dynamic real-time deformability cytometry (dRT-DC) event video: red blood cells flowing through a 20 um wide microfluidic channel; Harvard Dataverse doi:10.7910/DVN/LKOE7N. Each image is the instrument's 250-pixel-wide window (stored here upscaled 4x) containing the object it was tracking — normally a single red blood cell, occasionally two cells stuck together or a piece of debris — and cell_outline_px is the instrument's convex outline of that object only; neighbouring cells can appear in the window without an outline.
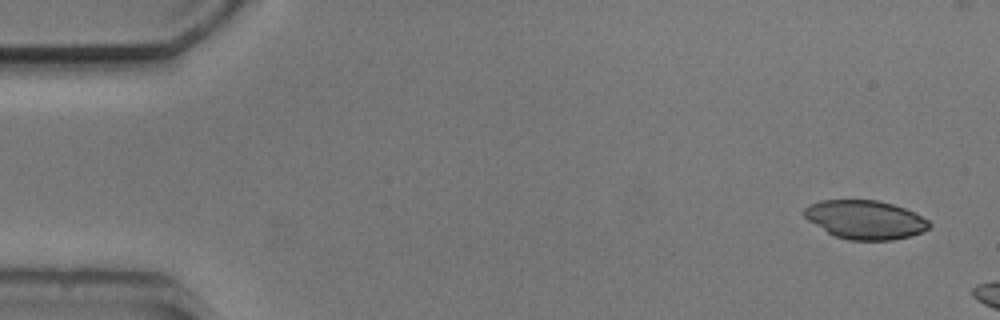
{"species": "common noctule bat (a hibernating species)", "species_latin": "Nyctalus noctula", "temperature_condition": "cold", "stored_images_in_passage": 3, "camera_frame_rate_fps": 3000, "um_per_image_px": 0.085, "animal": {"sex": "male", "body_mass_g": 20.5, "forearm_length_mm": 52.5}, "frame": {"image": 1, "passage_image": 1, "time_ms": 0.0, "image_size_px": [1000, 320], "cell_outline_px": [[932, 224], [924, 232], [892, 240], [848, 240], [836, 236], [828, 232], [808, 220], [800, 212], [808, 204], [820, 200], [876, 200], [892, 204], [916, 212], [928, 220]], "centroid_in_image_um": [73.53, 18.66], "position_along_channel_um": 11.5, "area_um2": 28.32}}